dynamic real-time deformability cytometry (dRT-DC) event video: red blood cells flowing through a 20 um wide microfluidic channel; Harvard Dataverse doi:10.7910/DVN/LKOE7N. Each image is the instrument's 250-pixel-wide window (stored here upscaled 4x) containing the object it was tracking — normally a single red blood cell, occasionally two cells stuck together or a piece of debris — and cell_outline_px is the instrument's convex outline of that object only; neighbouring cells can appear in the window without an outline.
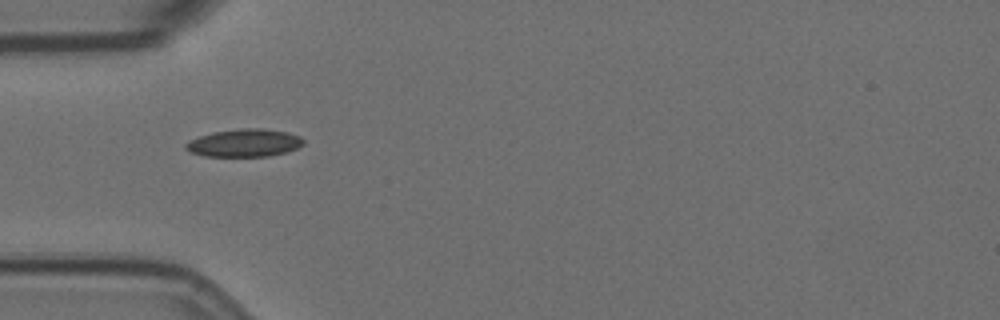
{"species": "Egyptian fruit bat (a non-hibernating species)", "species_latin": "Rousettus aegyptiacus", "temperature_condition": "room temperature", "stored_images_in_passage": 41, "camera_frame_rate_fps": 3000, "um_per_image_px": 0.085, "animal": {"sex": "female"}, "frame": {"image": 1, "passage_image": 1, "time_ms": 0.0, "image_size_px": [1000, 320], "cell_outline_px": [[304, 144], [296, 148], [284, 152], [268, 156], [204, 156], [188, 152], [184, 148], [184, 144], [188, 140], [212, 132], [240, 128], [260, 128], [288, 132], [300, 136], [304, 140]], "centroid_in_image_um": [20.72, 12.14], "position_along_channel_um": 64.3, "area_um2": 19.13}}
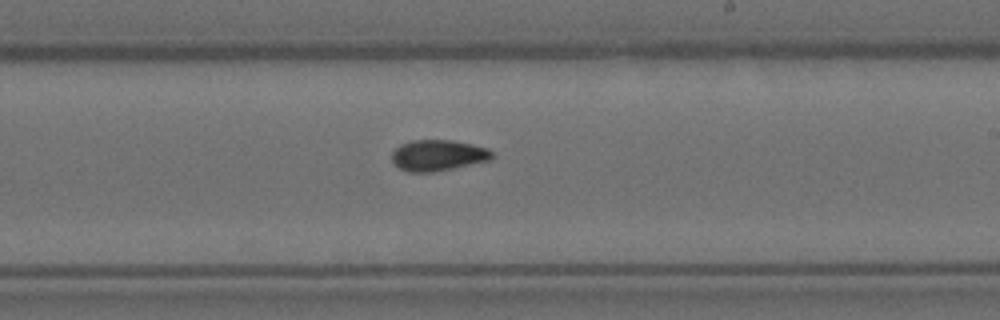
{"frame": {"image": 2, "passage_image": 17, "time_ms": 5.333, "image_size_px": [1000, 320], "cell_outline_px": [[496, 156], [492, 160], [456, 168], [432, 172], [408, 172], [400, 168], [392, 160], [392, 152], [400, 144], [412, 140], [452, 140], [472, 144], [488, 148]], "centroid_in_image_um": [37.28, 13.2], "position_along_channel_um": 251.7, "area_um2": 18.32}}
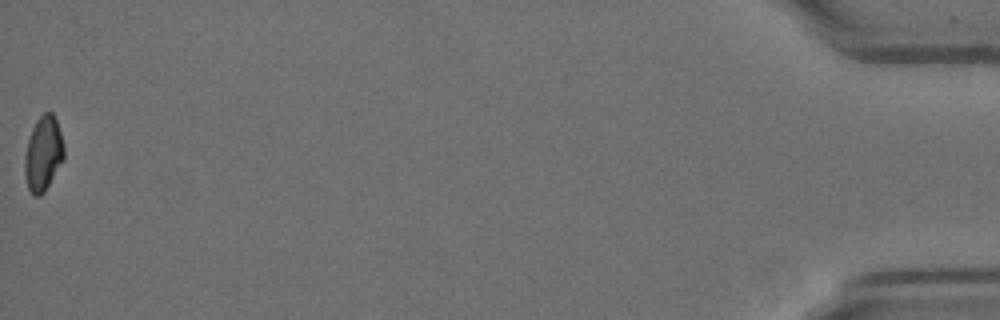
{"frame": {"image": 3, "passage_image": 41, "time_ms": 13.333, "image_size_px": [1000, 320], "cell_outline_px": [[64, 160], [44, 192], [40, 196], [32, 196], [28, 188], [24, 176], [24, 156], [28, 140], [32, 128], [36, 120], [44, 112], [52, 112], [56, 120], [64, 144]], "centroid_in_image_um": [3.66, 13.08], "position_along_channel_um": 431.5, "area_um2": 17.28}, "authors_computed_cell_mechanics": {"area_um2": 17.8024, "velocity_mm_per_s": 3.5244, "shape_relaxation_time_tau1_ms": 7.7595, "shape_relaxation_time_tau2_ms": 4.2702, "deformation_change_tau1": 0.1776, "deformation_change_tau2": 0.0851}}